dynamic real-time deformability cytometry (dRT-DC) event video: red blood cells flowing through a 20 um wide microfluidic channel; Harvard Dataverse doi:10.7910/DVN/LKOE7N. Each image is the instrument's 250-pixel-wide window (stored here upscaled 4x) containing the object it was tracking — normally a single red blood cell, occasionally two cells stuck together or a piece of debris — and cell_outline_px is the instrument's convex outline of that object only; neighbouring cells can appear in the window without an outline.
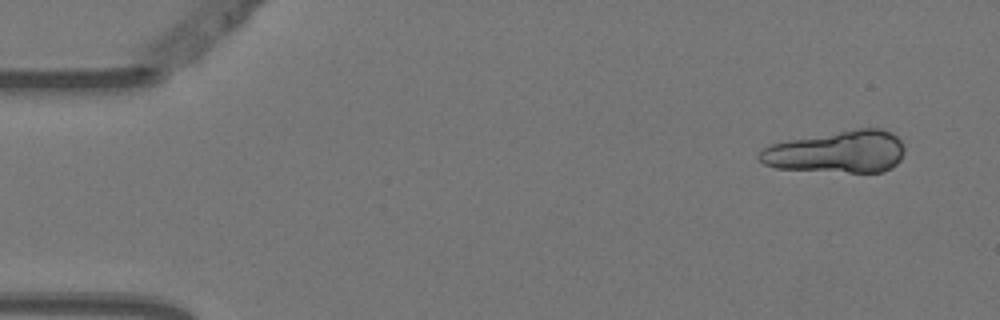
{"species": "Egyptian fruit bat (a non-hibernating species)", "species_latin": "Rousettus aegyptiacus", "temperature_condition": "warm", "stored_images_in_passage": 7, "segment_of_instrument_passage": [1, 2], "camera_frame_rate_fps": 3000, "um_per_image_px": 0.085, "animal": {"sex": "female"}, "frame": {"image": 1, "passage_image": 1, "time_ms": 0.0, "image_size_px": [1000, 320], "cell_outline_px": [[904, 152], [900, 160], [892, 168], [884, 172], [848, 172], [776, 168], [764, 164], [756, 156], [764, 148], [772, 144], [788, 140], [860, 128], [880, 128], [896, 136], [900, 140], [904, 148]], "centroid_in_image_um": [71.17, 12.91], "position_along_channel_um": 13.8, "area_um2": 35.37}}